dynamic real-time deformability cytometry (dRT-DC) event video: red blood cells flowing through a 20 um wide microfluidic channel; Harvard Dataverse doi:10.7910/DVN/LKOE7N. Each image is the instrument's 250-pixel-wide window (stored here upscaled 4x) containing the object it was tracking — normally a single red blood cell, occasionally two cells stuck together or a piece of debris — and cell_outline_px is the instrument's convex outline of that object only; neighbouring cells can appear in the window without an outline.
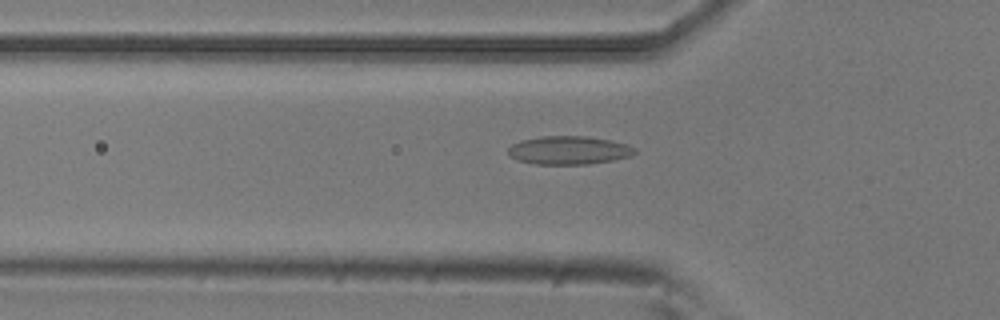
{"species": "common noctule bat (a hibernating species)", "species_latin": "Nyctalus noctula", "temperature_condition": "room temperature", "stored_images_in_passage": 40, "camera_frame_rate_fps": 3000, "um_per_image_px": 0.085, "animal": {"sex": "male", "body_mass_g": 20.5, "forearm_length_mm": 52.5}, "frame": {"image": 1, "passage_image": 4, "time_ms": 1.0, "image_size_px": [1000, 320], "cell_outline_px": [[636, 152], [632, 156], [612, 160], [588, 164], [536, 164], [516, 160], [508, 156], [508, 148], [512, 144], [520, 140], [540, 136], [588, 136], [628, 144], [636, 148]], "centroid_in_image_um": [48.33, 12.77], "position_along_channel_um": 77.5, "area_um2": 21.1}}
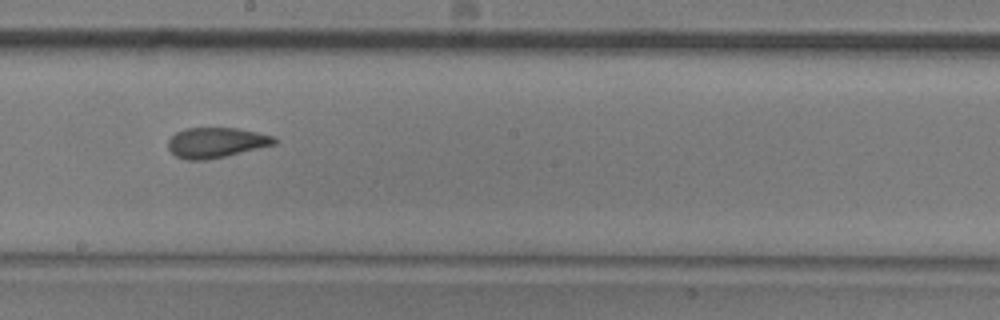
{"frame": {"image": 2, "passage_image": 16, "time_ms": 5.0, "image_size_px": [1000, 320], "cell_outline_px": [[276, 144], [224, 156], [204, 160], [188, 160], [176, 156], [168, 148], [168, 140], [176, 132], [184, 128], [236, 128], [276, 136]], "centroid_in_image_um": [18.36, 12.11], "position_along_channel_um": 229.8, "area_um2": 18.55}}
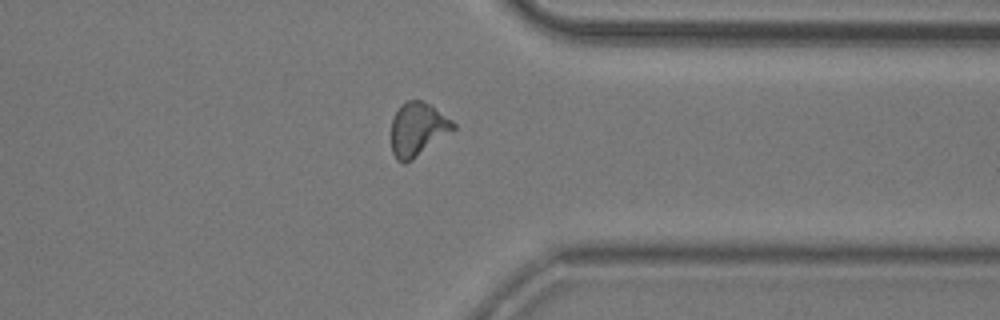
{"frame": {"image": 3, "passage_image": 28, "time_ms": 9.0, "image_size_px": [1000, 320], "cell_outline_px": [[456, 128], [412, 160], [404, 164], [396, 160], [392, 152], [392, 116], [400, 104], [408, 100], [420, 100], [428, 104], [452, 120], [456, 124]], "centroid_in_image_um": [35.47, 10.99], "position_along_channel_um": 375.9, "area_um2": 19.25}, "authors_computed_cell_mechanics": {"area_um2": 18.9584, "velocity_mm_per_s": 3.7795, "shape_relaxation_time_tau1_ms": 7.8892, "shape_relaxation_time_tau2_ms": 1.4718, "deformation_change_tau1": 0.1685, "deformation_change_tau2": 0.0688}}